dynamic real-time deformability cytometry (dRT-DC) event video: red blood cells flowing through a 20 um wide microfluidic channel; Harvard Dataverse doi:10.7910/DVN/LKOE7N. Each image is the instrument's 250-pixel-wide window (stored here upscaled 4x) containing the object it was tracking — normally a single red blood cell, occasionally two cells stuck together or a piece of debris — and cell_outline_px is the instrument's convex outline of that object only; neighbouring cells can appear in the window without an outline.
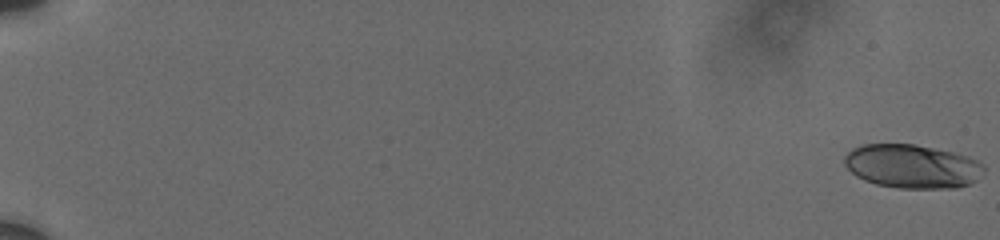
{"species": "human", "species_latin": "Homo sapiens", "temperature_condition": "cold", "stored_images_in_passage": 94, "camera_frame_rate_fps": 3000, "um_per_image_px": 0.085, "donor": {"sex": "male"}, "frame": {"image": 1, "passage_image": 1, "time_ms": 0.0, "image_size_px": [1000, 240], "cell_outline_px": [[984, 172], [976, 180], [968, 184], [956, 188], [900, 188], [876, 184], [864, 180], [856, 176], [844, 164], [844, 156], [852, 148], [860, 144], [912, 144], [952, 152], [968, 156], [984, 164]], "centroid_in_image_um": [77.52, 14.13], "position_along_channel_um": 7.5, "area_um2": 35.55}}
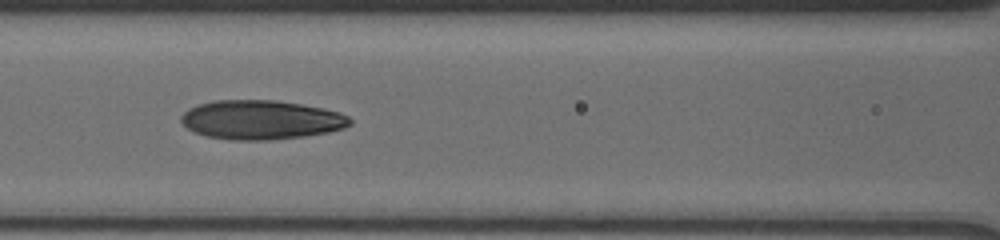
{"frame": {"image": 2, "passage_image": 52, "time_ms": 9.667, "image_size_px": [1000, 240], "cell_outline_px": [[352, 124], [344, 128], [328, 132], [304, 136], [268, 140], [232, 140], [204, 136], [192, 132], [180, 120], [180, 116], [188, 108], [200, 104], [216, 100], [276, 100], [324, 108], [340, 112], [348, 116], [352, 120]], "centroid_in_image_um": [22.19, 10.19], "position_along_channel_um": 144.4, "area_um2": 38.73}}
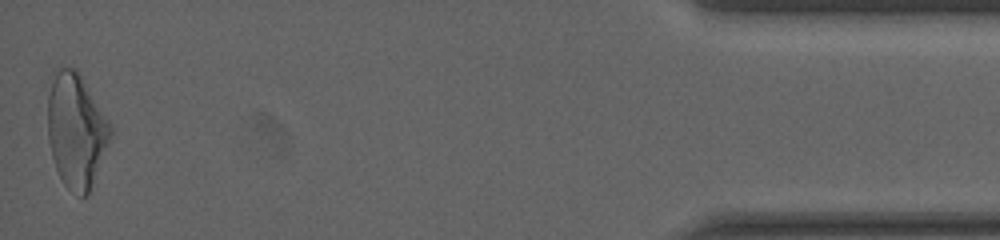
{"frame": {"image": 3, "passage_image": 93, "time_ms": 19.333, "image_size_px": [1000, 240], "cell_outline_px": [[112, 132], [88, 196], [80, 196], [68, 188], [64, 184], [56, 168], [52, 156], [48, 140], [48, 96], [52, 84], [60, 68], [76, 68], [80, 72], [112, 128]], "centroid_in_image_um": [6.47, 11.12], "position_along_channel_um": 428.7, "area_um2": 40.92}, "authors_computed_cell_mechanics": {"area_um2": 37.2232, "velocity_mm_per_s": 3.7187, "shape_relaxation_time_tau1_ms": 4.7382, "shape_relaxation_time_tau2_ms": 1.729, "deformation_change_tau1": 0.1659, "deformation_change_tau2": 0.0917}}